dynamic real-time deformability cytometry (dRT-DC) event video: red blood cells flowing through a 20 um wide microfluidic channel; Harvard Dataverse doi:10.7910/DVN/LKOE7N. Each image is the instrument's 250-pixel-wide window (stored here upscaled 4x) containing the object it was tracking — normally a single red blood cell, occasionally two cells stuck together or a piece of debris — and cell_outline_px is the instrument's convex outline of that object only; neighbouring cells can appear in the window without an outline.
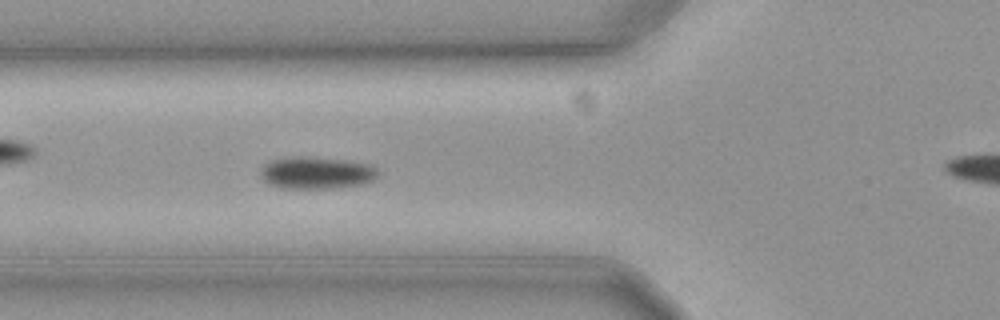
{"species": "common noctule bat (a hibernating species)", "species_latin": "Nyctalus noctula", "temperature_condition": "cold", "stored_images_in_passage": 59, "camera_frame_rate_fps": 3000, "um_per_image_px": 0.085, "animal": {"sex": "female", "body_mass_g": 19.3, "forearm_length_mm": 54.1}, "frame": {"image": 1, "passage_image": 22, "time_ms": 7.0, "image_size_px": [1000, 320], "cell_outline_px": [[376, 176], [372, 180], [364, 184], [336, 188], [280, 188], [268, 184], [260, 176], [260, 168], [268, 160], [296, 156], [300, 156], [344, 160], [372, 164], [376, 168]], "centroid_in_image_um": [26.85, 14.69], "position_along_channel_um": 99.0, "area_um2": 22.14}}
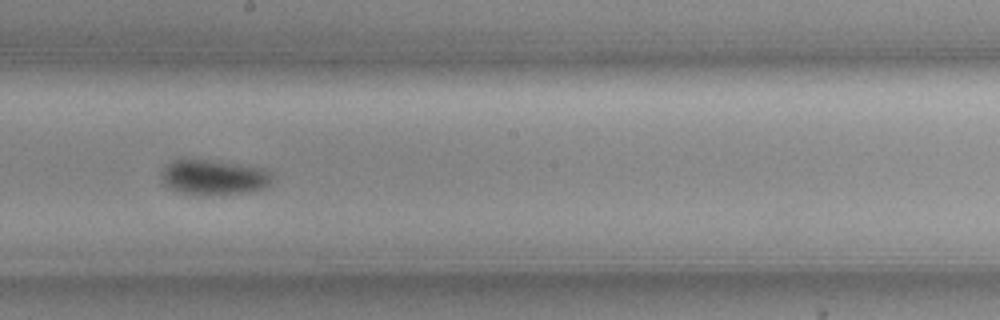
{"frame": {"image": 2, "passage_image": 33, "time_ms": 10.667, "image_size_px": [1000, 320], "cell_outline_px": [[272, 180], [264, 188], [248, 192], [208, 196], [180, 192], [168, 188], [160, 180], [160, 172], [172, 160], [208, 160], [264, 168], [272, 172]], "centroid_in_image_um": [18.15, 15.09], "position_along_channel_um": 230.1, "area_um2": 22.83}}
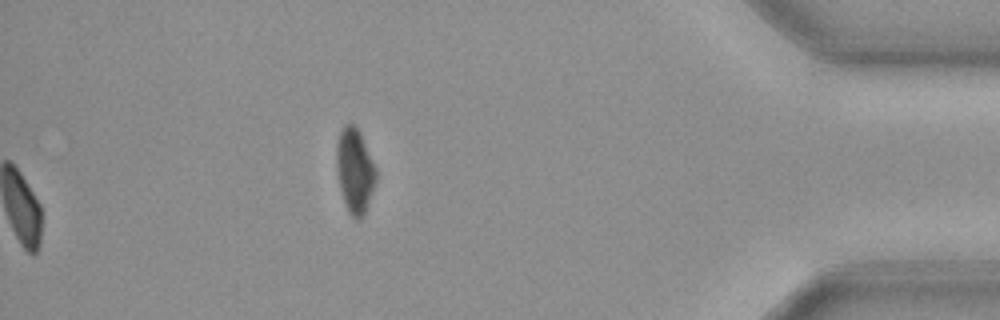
{"frame": {"image": 3, "passage_image": 59, "time_ms": 19.333, "image_size_px": [1000, 320], "cell_outline_px": [[376, 180], [364, 212], [360, 220], [356, 220], [348, 212], [340, 188], [336, 168], [336, 156], [340, 132], [344, 124], [352, 124], [360, 132], [376, 168]], "centroid_in_image_um": [30.15, 14.5], "position_along_channel_um": 405.0, "area_um2": 19.02}, "authors_computed_cell_mechanics": {"area_um2": 20.2878, "velocity_mm_per_s": 3.5809, "shape_relaxation_time_tau1_ms": 7.8836, "shape_relaxation_time_tau2_ms": null, "deformation_change_tau1": 0.1254, "deformation_change_tau2": null}}